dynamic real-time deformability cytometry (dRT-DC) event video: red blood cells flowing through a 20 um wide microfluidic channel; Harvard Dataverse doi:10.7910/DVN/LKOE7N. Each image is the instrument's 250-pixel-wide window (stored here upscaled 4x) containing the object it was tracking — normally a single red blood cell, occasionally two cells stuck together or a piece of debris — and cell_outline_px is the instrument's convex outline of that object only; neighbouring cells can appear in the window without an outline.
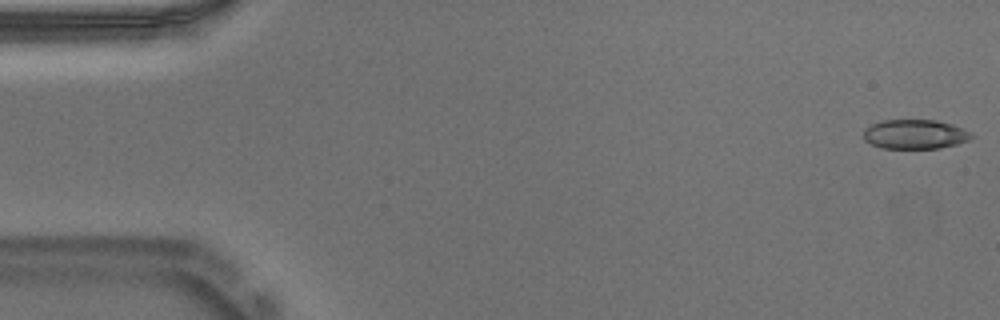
{"species": "Egyptian fruit bat (a non-hibernating species)", "species_latin": "Rousettus aegyptiacus", "temperature_condition": "warm", "stored_images_in_passage": 53, "camera_frame_rate_fps": 3000, "um_per_image_px": 0.085, "animal": {"sex": "male"}, "frame": {"image": 1, "passage_image": 1, "time_ms": 0.0, "image_size_px": [1000, 320], "cell_outline_px": [[976, 136], [968, 140], [956, 144], [940, 148], [880, 148], [864, 140], [864, 128], [872, 124], [884, 120], [936, 120], [952, 124], [972, 132]], "centroid_in_image_um": [77.79, 11.41], "position_along_channel_um": 7.2, "area_um2": 18.55}}
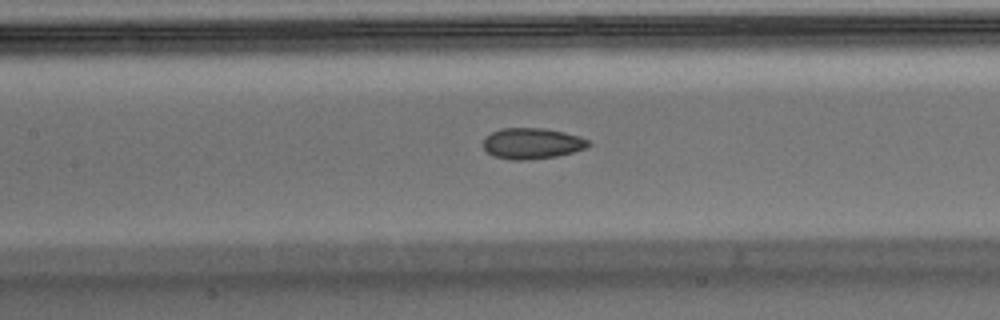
{"frame": {"image": 2, "passage_image": 24, "time_ms": 7.667, "image_size_px": [1000, 320], "cell_outline_px": [[592, 144], [584, 148], [572, 152], [556, 156], [524, 160], [512, 160], [492, 156], [484, 148], [484, 136], [500, 128], [544, 128], [564, 132], [580, 136], [588, 140]], "centroid_in_image_um": [45.2, 12.18], "position_along_channel_um": 162.2, "area_um2": 18.96}}
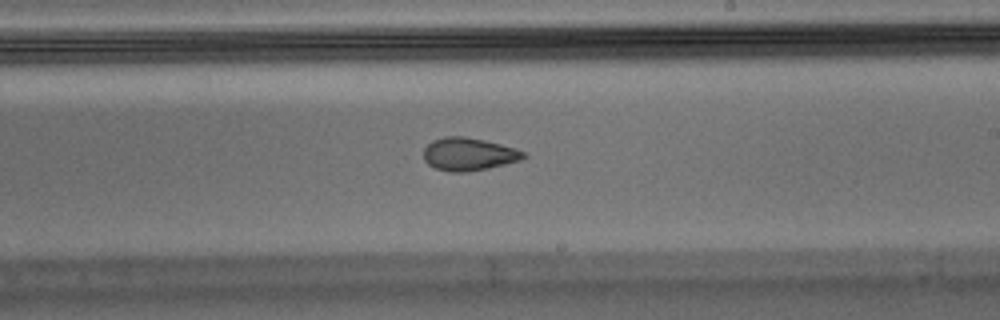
{"frame": {"image": 3, "passage_image": 31, "time_ms": 10.0, "image_size_px": [1000, 320], "cell_outline_px": [[528, 156], [520, 160], [488, 168], [468, 172], [448, 172], [436, 168], [428, 164], [424, 160], [424, 148], [432, 140], [444, 136], [464, 136], [484, 140], [516, 148], [524, 152]], "centroid_in_image_um": [39.83, 13.1], "position_along_channel_um": 249.2, "area_um2": 19.19}, "authors_computed_cell_mechanics": {"area_um2": 19.1318, "velocity_mm_per_s": 3.7381, "shape_relaxation_time_tau1_ms": null, "shape_relaxation_time_tau2_ms": 2.2977, "deformation_change_tau1": null, "deformation_change_tau2": 0.0795}}